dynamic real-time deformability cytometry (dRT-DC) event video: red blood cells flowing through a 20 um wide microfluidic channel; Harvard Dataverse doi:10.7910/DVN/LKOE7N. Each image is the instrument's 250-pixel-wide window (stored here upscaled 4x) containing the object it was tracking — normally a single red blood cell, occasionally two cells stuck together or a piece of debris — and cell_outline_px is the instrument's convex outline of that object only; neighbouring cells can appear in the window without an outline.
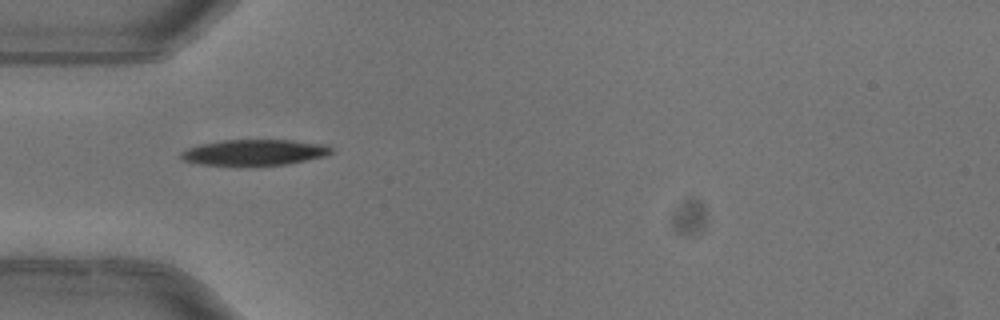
{"species": "common noctule bat (a hibernating species)", "species_latin": "Nyctalus noctula", "temperature_condition": "warm", "stored_images_in_passage": 6, "camera_frame_rate_fps": 3000, "um_per_image_px": 0.085, "animal": {"sex": "female"}, "frame": {"image": 1, "passage_image": 5, "time_ms": 1.333, "image_size_px": [1000, 320], "cell_outline_px": [[332, 152], [328, 156], [284, 164], [200, 164], [184, 160], [180, 156], [180, 152], [188, 148], [200, 144], [224, 140], [292, 140], [328, 144], [332, 148]], "centroid_in_image_um": [21.69, 12.93], "position_along_channel_um": 63.3, "area_um2": 22.25}}